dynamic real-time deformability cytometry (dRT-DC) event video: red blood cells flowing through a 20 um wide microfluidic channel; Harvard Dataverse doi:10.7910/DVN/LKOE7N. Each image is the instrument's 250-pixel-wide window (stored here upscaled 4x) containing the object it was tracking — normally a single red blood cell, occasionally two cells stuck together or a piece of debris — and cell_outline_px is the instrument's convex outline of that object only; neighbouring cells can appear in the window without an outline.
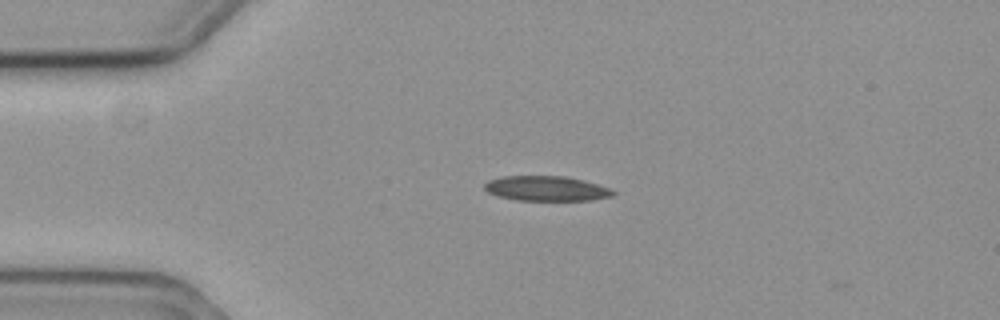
{"species": "common noctule bat (a hibernating species)", "species_latin": "Nyctalus noctula", "temperature_condition": "cold", "stored_images_in_passage": 3, "camera_frame_rate_fps": 3000, "um_per_image_px": 0.085, "animal": {"sex": "female", "body_mass_g": 19.3, "forearm_length_mm": 54.1}, "frame": {"image": 1, "passage_image": 2, "time_ms": 0.333, "image_size_px": [1000, 320], "cell_outline_px": [[616, 192], [612, 196], [592, 200], [516, 200], [496, 196], [488, 192], [484, 188], [484, 184], [488, 180], [504, 176], [564, 176], [584, 180], [612, 188]], "centroid_in_image_um": [46.45, 16.02], "position_along_channel_um": 38.5, "area_um2": 18.79}}